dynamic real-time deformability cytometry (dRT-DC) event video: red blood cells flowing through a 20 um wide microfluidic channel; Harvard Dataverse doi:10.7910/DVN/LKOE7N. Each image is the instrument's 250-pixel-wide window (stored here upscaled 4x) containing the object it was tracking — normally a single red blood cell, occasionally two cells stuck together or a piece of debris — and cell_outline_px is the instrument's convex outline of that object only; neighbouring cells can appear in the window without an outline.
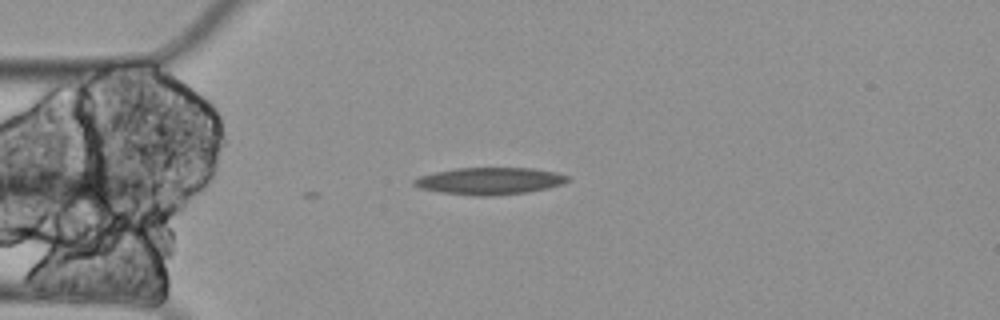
{"species": "Egyptian fruit bat (a non-hibernating species)", "species_latin": "Rousettus aegyptiacus", "temperature_condition": "cold", "stored_images_in_passage": 11, "camera_frame_rate_fps": 3000, "um_per_image_px": 0.085, "animal": {"sex": "female"}, "frame": {"image": 1, "passage_image": 5, "time_ms": 1.333, "image_size_px": [1000, 320], "cell_outline_px": [[568, 180], [564, 184], [548, 188], [528, 192], [492, 196], [472, 196], [440, 192], [420, 188], [412, 184], [412, 180], [420, 176], [436, 172], [456, 168], [532, 168], [556, 172], [568, 176]], "centroid_in_image_um": [41.62, 15.39], "position_along_channel_um": 43.4, "area_um2": 24.28}}
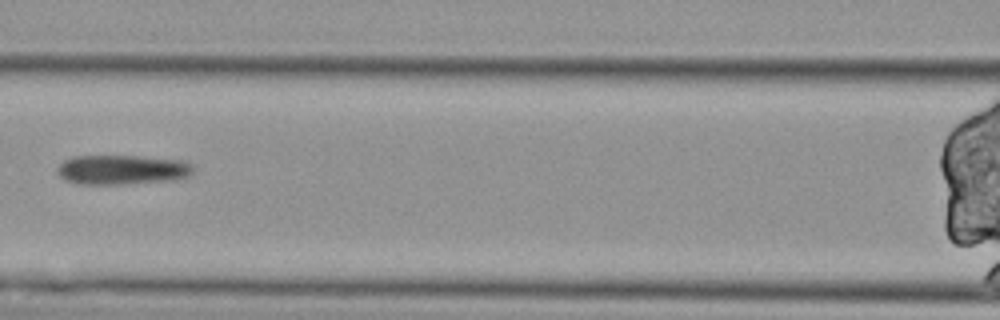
{"frame": {"image": 2, "passage_image": 8, "time_ms": 2.333, "image_size_px": [1000, 320], "cell_outline_px": [[192, 172], [188, 176], [176, 180], [120, 184], [76, 184], [64, 180], [56, 172], [56, 168], [64, 160], [72, 156], [140, 156], [184, 160], [192, 164]], "centroid_in_image_um": [10.35, 14.42], "position_along_channel_um": 156.2, "area_um2": 23.7}}
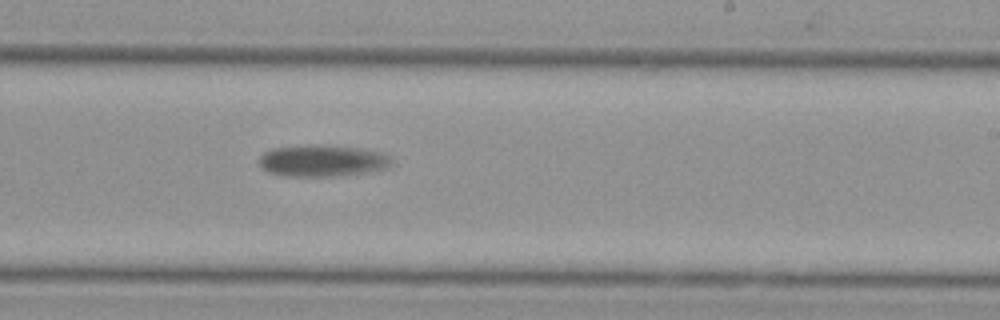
{"frame": {"image": 3, "passage_image": 11, "time_ms": 3.333, "image_size_px": [1000, 320], "cell_outline_px": [[392, 160], [384, 168], [364, 172], [332, 176], [284, 176], [268, 172], [260, 168], [256, 160], [264, 152], [272, 148], [312, 144], [324, 144], [360, 148], [380, 152], [388, 156]], "centroid_in_image_um": [27.28, 13.64], "position_along_channel_um": 261.7, "area_um2": 24.51}}